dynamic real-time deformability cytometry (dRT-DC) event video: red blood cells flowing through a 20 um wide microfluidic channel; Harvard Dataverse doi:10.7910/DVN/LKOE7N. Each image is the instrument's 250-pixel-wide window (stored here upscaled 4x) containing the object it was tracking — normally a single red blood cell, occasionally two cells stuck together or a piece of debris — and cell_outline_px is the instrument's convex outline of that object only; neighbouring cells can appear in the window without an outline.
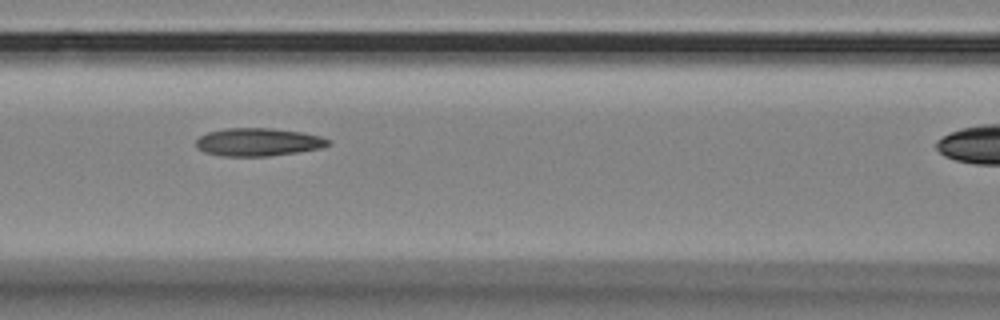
{"species": "Egyptian fruit bat (a non-hibernating species)", "species_latin": "Rousettus aegyptiacus", "temperature_condition": "room temperature", "stored_images_in_passage": 7, "segment_of_instrument_passage": [1, 2], "camera_frame_rate_fps": 3000, "um_per_image_px": 0.085, "animal": {"sex": "female"}, "frame": {"image": 1, "passage_image": 5, "time_ms": 4.667, "image_size_px": [1000, 320], "cell_outline_px": [[332, 140], [328, 144], [320, 148], [296, 152], [268, 156], [220, 156], [204, 152], [196, 148], [196, 140], [200, 136], [208, 132], [228, 128], [272, 128], [304, 132], [320, 136]], "centroid_in_image_um": [21.93, 12.07], "position_along_channel_um": 144.7, "area_um2": 21.56}}
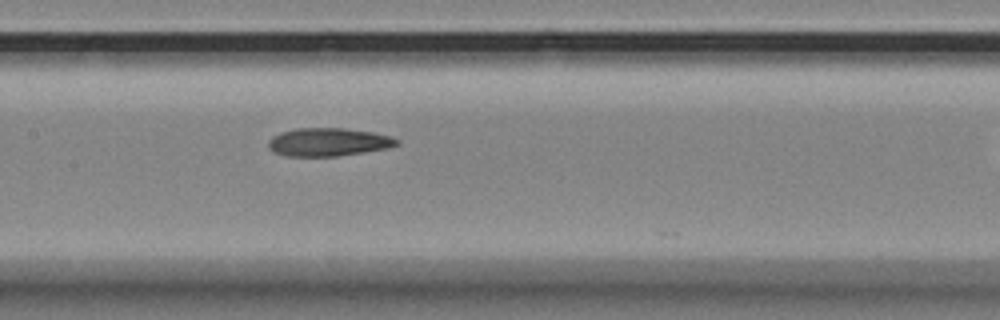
{"frame": {"image": 2, "passage_image": 6, "time_ms": 5.667, "image_size_px": [1000, 320], "cell_outline_px": [[400, 144], [388, 148], [364, 152], [336, 156], [284, 156], [268, 148], [268, 140], [272, 136], [280, 132], [296, 128], [344, 128], [372, 132], [392, 136], [400, 140]], "centroid_in_image_um": [27.92, 12.07], "position_along_channel_um": 179.5, "area_um2": 21.21}}